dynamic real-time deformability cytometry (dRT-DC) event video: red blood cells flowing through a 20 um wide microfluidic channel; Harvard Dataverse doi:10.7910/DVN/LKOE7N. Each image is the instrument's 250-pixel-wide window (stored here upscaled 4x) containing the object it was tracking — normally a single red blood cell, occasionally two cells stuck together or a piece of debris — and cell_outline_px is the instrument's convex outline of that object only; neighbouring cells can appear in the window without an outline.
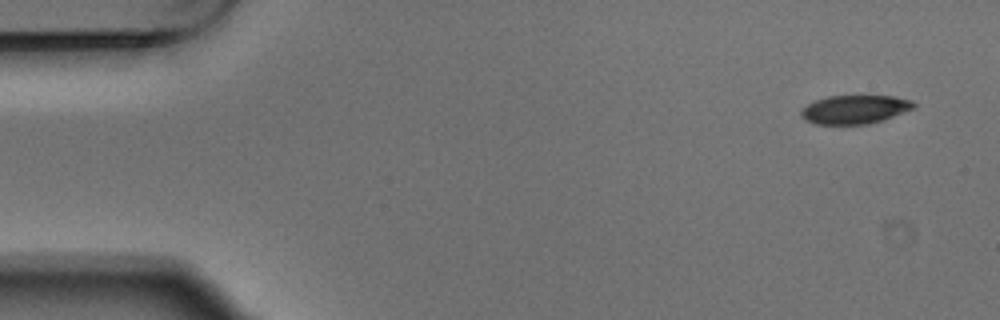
{"species": "Egyptian fruit bat (a non-hibernating species)", "species_latin": "Rousettus aegyptiacus", "temperature_condition": "warm", "stored_images_in_passage": 5, "segment_of_instrument_passage": [1, 2], "camera_frame_rate_fps": 3000, "um_per_image_px": 0.085, "animal": {"sex": "male"}, "frame": {"image": 1, "passage_image": 1, "time_ms": 0.0, "image_size_px": [1000, 320], "cell_outline_px": [[916, 108], [868, 124], [816, 124], [804, 120], [800, 116], [800, 112], [808, 104], [816, 100], [828, 96], [896, 96], [912, 100], [916, 104]], "centroid_in_image_um": [72.66, 9.3], "position_along_channel_um": 12.3, "area_um2": 18.73}}
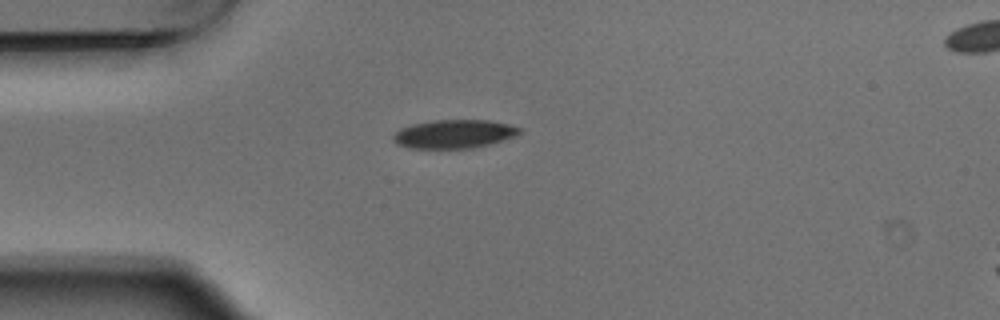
{"frame": {"image": 2, "passage_image": 4, "time_ms": 1.0, "image_size_px": [1000, 320], "cell_outline_px": [[520, 132], [512, 136], [488, 144], [472, 148], [408, 148], [396, 144], [392, 140], [392, 136], [400, 128], [412, 124], [432, 120], [488, 120], [508, 124], [520, 128]], "centroid_in_image_um": [38.5, 11.38], "position_along_channel_um": 46.5, "area_um2": 20.81}}